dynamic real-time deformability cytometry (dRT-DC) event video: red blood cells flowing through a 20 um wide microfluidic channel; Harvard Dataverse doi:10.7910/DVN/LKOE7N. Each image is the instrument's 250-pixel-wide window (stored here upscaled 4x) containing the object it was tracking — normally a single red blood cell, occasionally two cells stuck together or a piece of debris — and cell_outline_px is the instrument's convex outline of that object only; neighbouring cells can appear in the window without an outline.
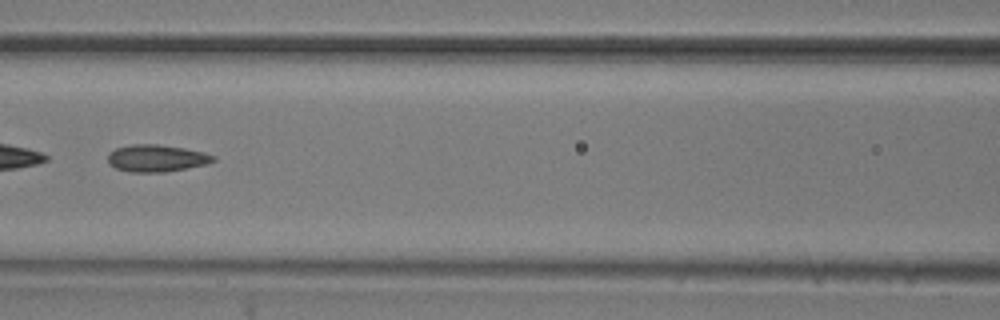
{"species": "common noctule bat (a hibernating species)", "species_latin": "Nyctalus noctula", "temperature_condition": "room temperature", "stored_images_in_passage": 28, "segment_of_instrument_passage": [2, 2], "camera_frame_rate_fps": 3000, "um_per_image_px": 0.085, "animal": {"sex": "male", "body_mass_g": 20.5, "forearm_length_mm": 52.5}, "frame": {"image": 1, "passage_image": 24, "time_ms": 7.667, "image_size_px": [1000, 320], "cell_outline_px": [[216, 160], [208, 164], [164, 172], [132, 172], [116, 168], [108, 164], [108, 152], [116, 148], [132, 144], [160, 144], [184, 148], [204, 152], [216, 156]], "centroid_in_image_um": [13.31, 13.44], "position_along_channel_um": 153.3, "area_um2": 16.76}}